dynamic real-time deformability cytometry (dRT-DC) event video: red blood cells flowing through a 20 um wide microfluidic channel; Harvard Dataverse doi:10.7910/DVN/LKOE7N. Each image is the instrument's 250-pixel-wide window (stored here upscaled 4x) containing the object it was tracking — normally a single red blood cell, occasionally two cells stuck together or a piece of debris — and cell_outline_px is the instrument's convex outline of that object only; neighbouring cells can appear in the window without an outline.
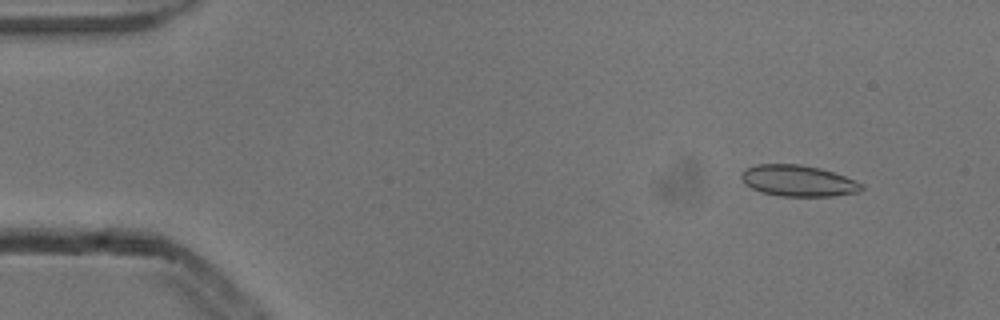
{"species": "common noctule bat (a hibernating species)", "species_latin": "Nyctalus noctula", "temperature_condition": "cold", "stored_images_in_passage": 4, "camera_frame_rate_fps": 3000, "um_per_image_px": 0.085, "animal": {"sex": "male", "body_mass_g": 13.3}, "frame": {"image": 1, "passage_image": 2, "time_ms": 0.333, "image_size_px": [1000, 320], "cell_outline_px": [[864, 188], [860, 192], [832, 196], [780, 196], [760, 192], [744, 184], [740, 180], [740, 172], [744, 168], [756, 164], [800, 164], [820, 168], [856, 180], [864, 184]], "centroid_in_image_um": [67.81, 15.36], "position_along_channel_um": 17.2, "area_um2": 22.2}}
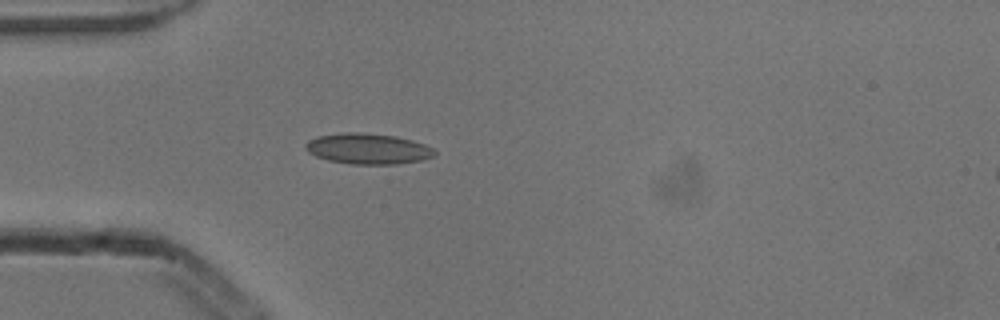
{"frame": {"image": 2, "passage_image": 4, "time_ms": 1.0, "image_size_px": [1000, 320], "cell_outline_px": [[436, 156], [424, 160], [396, 164], [352, 164], [328, 160], [316, 156], [308, 152], [304, 148], [304, 144], [308, 140], [320, 136], [348, 132], [360, 132], [396, 136], [412, 140], [424, 144], [432, 148], [436, 152]], "centroid_in_image_um": [31.29, 12.65], "position_along_channel_um": 53.7, "area_um2": 23.12}}